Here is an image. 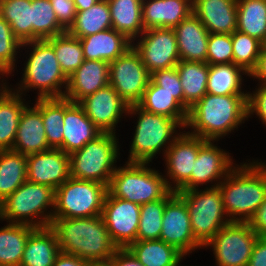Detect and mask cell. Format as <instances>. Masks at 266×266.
Here are the masks:
<instances>
[{
  "label": "cell",
  "instance_id": "cell-1",
  "mask_svg": "<svg viewBox=\"0 0 266 266\" xmlns=\"http://www.w3.org/2000/svg\"><path fill=\"white\" fill-rule=\"evenodd\" d=\"M247 117V95H212L206 93L188 111L185 128L191 135L218 141L231 133Z\"/></svg>",
  "mask_w": 266,
  "mask_h": 266
},
{
  "label": "cell",
  "instance_id": "cell-2",
  "mask_svg": "<svg viewBox=\"0 0 266 266\" xmlns=\"http://www.w3.org/2000/svg\"><path fill=\"white\" fill-rule=\"evenodd\" d=\"M59 250L90 262L109 261L117 247L110 239L101 215L83 218H52Z\"/></svg>",
  "mask_w": 266,
  "mask_h": 266
},
{
  "label": "cell",
  "instance_id": "cell-3",
  "mask_svg": "<svg viewBox=\"0 0 266 266\" xmlns=\"http://www.w3.org/2000/svg\"><path fill=\"white\" fill-rule=\"evenodd\" d=\"M218 186L230 222L248 223L266 198V163L236 165Z\"/></svg>",
  "mask_w": 266,
  "mask_h": 266
},
{
  "label": "cell",
  "instance_id": "cell-4",
  "mask_svg": "<svg viewBox=\"0 0 266 266\" xmlns=\"http://www.w3.org/2000/svg\"><path fill=\"white\" fill-rule=\"evenodd\" d=\"M32 47L26 61L23 77L18 84V92L38 89V99L64 98L68 77L61 70L52 45L45 40H35L22 44V47Z\"/></svg>",
  "mask_w": 266,
  "mask_h": 266
},
{
  "label": "cell",
  "instance_id": "cell-5",
  "mask_svg": "<svg viewBox=\"0 0 266 266\" xmlns=\"http://www.w3.org/2000/svg\"><path fill=\"white\" fill-rule=\"evenodd\" d=\"M127 114H138L127 162L150 163L161 150L165 156L166 150L182 133L176 132L177 127L185 128L178 120L147 112L138 105L129 106Z\"/></svg>",
  "mask_w": 266,
  "mask_h": 266
},
{
  "label": "cell",
  "instance_id": "cell-6",
  "mask_svg": "<svg viewBox=\"0 0 266 266\" xmlns=\"http://www.w3.org/2000/svg\"><path fill=\"white\" fill-rule=\"evenodd\" d=\"M54 204V188L26 180L0 203V220L28 224L35 228L49 227L52 224ZM48 208L51 211L47 212Z\"/></svg>",
  "mask_w": 266,
  "mask_h": 266
},
{
  "label": "cell",
  "instance_id": "cell-7",
  "mask_svg": "<svg viewBox=\"0 0 266 266\" xmlns=\"http://www.w3.org/2000/svg\"><path fill=\"white\" fill-rule=\"evenodd\" d=\"M150 163L126 162L111 177L108 192L126 201L143 205L163 198L169 191L165 177Z\"/></svg>",
  "mask_w": 266,
  "mask_h": 266
},
{
  "label": "cell",
  "instance_id": "cell-8",
  "mask_svg": "<svg viewBox=\"0 0 266 266\" xmlns=\"http://www.w3.org/2000/svg\"><path fill=\"white\" fill-rule=\"evenodd\" d=\"M116 134L102 133L81 149L69 154L70 177L109 186L120 155Z\"/></svg>",
  "mask_w": 266,
  "mask_h": 266
},
{
  "label": "cell",
  "instance_id": "cell-9",
  "mask_svg": "<svg viewBox=\"0 0 266 266\" xmlns=\"http://www.w3.org/2000/svg\"><path fill=\"white\" fill-rule=\"evenodd\" d=\"M199 189L178 190L176 194L186 203L195 239L205 246L230 220L226 216L220 187L209 185L204 190Z\"/></svg>",
  "mask_w": 266,
  "mask_h": 266
},
{
  "label": "cell",
  "instance_id": "cell-10",
  "mask_svg": "<svg viewBox=\"0 0 266 266\" xmlns=\"http://www.w3.org/2000/svg\"><path fill=\"white\" fill-rule=\"evenodd\" d=\"M108 186L69 178L55 190L52 218H83L102 215Z\"/></svg>",
  "mask_w": 266,
  "mask_h": 266
},
{
  "label": "cell",
  "instance_id": "cell-11",
  "mask_svg": "<svg viewBox=\"0 0 266 266\" xmlns=\"http://www.w3.org/2000/svg\"><path fill=\"white\" fill-rule=\"evenodd\" d=\"M258 237L248 223L230 222L204 247H213L217 266H248Z\"/></svg>",
  "mask_w": 266,
  "mask_h": 266
},
{
  "label": "cell",
  "instance_id": "cell-12",
  "mask_svg": "<svg viewBox=\"0 0 266 266\" xmlns=\"http://www.w3.org/2000/svg\"><path fill=\"white\" fill-rule=\"evenodd\" d=\"M150 78L151 74L133 47L109 63V85L129 106L140 102Z\"/></svg>",
  "mask_w": 266,
  "mask_h": 266
},
{
  "label": "cell",
  "instance_id": "cell-13",
  "mask_svg": "<svg viewBox=\"0 0 266 266\" xmlns=\"http://www.w3.org/2000/svg\"><path fill=\"white\" fill-rule=\"evenodd\" d=\"M132 47L152 74L160 69L174 67L180 61L177 38L173 28H152L145 30Z\"/></svg>",
  "mask_w": 266,
  "mask_h": 266
},
{
  "label": "cell",
  "instance_id": "cell-14",
  "mask_svg": "<svg viewBox=\"0 0 266 266\" xmlns=\"http://www.w3.org/2000/svg\"><path fill=\"white\" fill-rule=\"evenodd\" d=\"M140 208L141 205L113 197L107 192L101 216L117 248H127L136 241Z\"/></svg>",
  "mask_w": 266,
  "mask_h": 266
},
{
  "label": "cell",
  "instance_id": "cell-15",
  "mask_svg": "<svg viewBox=\"0 0 266 266\" xmlns=\"http://www.w3.org/2000/svg\"><path fill=\"white\" fill-rule=\"evenodd\" d=\"M160 239L184 256L204 248L194 237L186 203L175 194L165 205Z\"/></svg>",
  "mask_w": 266,
  "mask_h": 266
},
{
  "label": "cell",
  "instance_id": "cell-16",
  "mask_svg": "<svg viewBox=\"0 0 266 266\" xmlns=\"http://www.w3.org/2000/svg\"><path fill=\"white\" fill-rule=\"evenodd\" d=\"M214 142L206 140L199 147L191 178L179 190L195 189L213 181L216 185L211 187H217L235 167L229 153L215 146Z\"/></svg>",
  "mask_w": 266,
  "mask_h": 266
},
{
  "label": "cell",
  "instance_id": "cell-17",
  "mask_svg": "<svg viewBox=\"0 0 266 266\" xmlns=\"http://www.w3.org/2000/svg\"><path fill=\"white\" fill-rule=\"evenodd\" d=\"M205 141L201 137L182 132L166 150L164 159L167 176L164 177L171 191L177 192L191 178L199 147Z\"/></svg>",
  "mask_w": 266,
  "mask_h": 266
},
{
  "label": "cell",
  "instance_id": "cell-18",
  "mask_svg": "<svg viewBox=\"0 0 266 266\" xmlns=\"http://www.w3.org/2000/svg\"><path fill=\"white\" fill-rule=\"evenodd\" d=\"M78 104L101 132L114 134L122 114L125 113L127 116L129 108V105L110 85L86 96Z\"/></svg>",
  "mask_w": 266,
  "mask_h": 266
},
{
  "label": "cell",
  "instance_id": "cell-19",
  "mask_svg": "<svg viewBox=\"0 0 266 266\" xmlns=\"http://www.w3.org/2000/svg\"><path fill=\"white\" fill-rule=\"evenodd\" d=\"M70 178L69 154L61 149L27 155V181L55 190Z\"/></svg>",
  "mask_w": 266,
  "mask_h": 266
},
{
  "label": "cell",
  "instance_id": "cell-20",
  "mask_svg": "<svg viewBox=\"0 0 266 266\" xmlns=\"http://www.w3.org/2000/svg\"><path fill=\"white\" fill-rule=\"evenodd\" d=\"M63 120V144L59 149L67 154L81 149L103 133L86 116L78 103H73L65 98Z\"/></svg>",
  "mask_w": 266,
  "mask_h": 266
},
{
  "label": "cell",
  "instance_id": "cell-21",
  "mask_svg": "<svg viewBox=\"0 0 266 266\" xmlns=\"http://www.w3.org/2000/svg\"><path fill=\"white\" fill-rule=\"evenodd\" d=\"M109 85V63L100 60H84L67 81L65 99L78 103L86 96Z\"/></svg>",
  "mask_w": 266,
  "mask_h": 266
},
{
  "label": "cell",
  "instance_id": "cell-22",
  "mask_svg": "<svg viewBox=\"0 0 266 266\" xmlns=\"http://www.w3.org/2000/svg\"><path fill=\"white\" fill-rule=\"evenodd\" d=\"M192 10L209 33L237 30V0H192Z\"/></svg>",
  "mask_w": 266,
  "mask_h": 266
},
{
  "label": "cell",
  "instance_id": "cell-23",
  "mask_svg": "<svg viewBox=\"0 0 266 266\" xmlns=\"http://www.w3.org/2000/svg\"><path fill=\"white\" fill-rule=\"evenodd\" d=\"M192 10V0H142V22L145 30L174 28Z\"/></svg>",
  "mask_w": 266,
  "mask_h": 266
},
{
  "label": "cell",
  "instance_id": "cell-24",
  "mask_svg": "<svg viewBox=\"0 0 266 266\" xmlns=\"http://www.w3.org/2000/svg\"><path fill=\"white\" fill-rule=\"evenodd\" d=\"M173 30L180 60L206 62L210 33L194 13L182 20Z\"/></svg>",
  "mask_w": 266,
  "mask_h": 266
},
{
  "label": "cell",
  "instance_id": "cell-25",
  "mask_svg": "<svg viewBox=\"0 0 266 266\" xmlns=\"http://www.w3.org/2000/svg\"><path fill=\"white\" fill-rule=\"evenodd\" d=\"M49 149L42 114L35 106L27 105L20 115L12 151L30 155Z\"/></svg>",
  "mask_w": 266,
  "mask_h": 266
},
{
  "label": "cell",
  "instance_id": "cell-26",
  "mask_svg": "<svg viewBox=\"0 0 266 266\" xmlns=\"http://www.w3.org/2000/svg\"><path fill=\"white\" fill-rule=\"evenodd\" d=\"M79 39L85 60H100L110 63L132 47V41L113 28Z\"/></svg>",
  "mask_w": 266,
  "mask_h": 266
},
{
  "label": "cell",
  "instance_id": "cell-27",
  "mask_svg": "<svg viewBox=\"0 0 266 266\" xmlns=\"http://www.w3.org/2000/svg\"><path fill=\"white\" fill-rule=\"evenodd\" d=\"M59 252L55 231L50 226L36 228L26 242L20 266H53Z\"/></svg>",
  "mask_w": 266,
  "mask_h": 266
},
{
  "label": "cell",
  "instance_id": "cell-28",
  "mask_svg": "<svg viewBox=\"0 0 266 266\" xmlns=\"http://www.w3.org/2000/svg\"><path fill=\"white\" fill-rule=\"evenodd\" d=\"M112 28L132 42L145 31L142 22V0H107ZM137 37V38H136Z\"/></svg>",
  "mask_w": 266,
  "mask_h": 266
},
{
  "label": "cell",
  "instance_id": "cell-29",
  "mask_svg": "<svg viewBox=\"0 0 266 266\" xmlns=\"http://www.w3.org/2000/svg\"><path fill=\"white\" fill-rule=\"evenodd\" d=\"M127 249L143 266H181L184 255L161 239L136 240Z\"/></svg>",
  "mask_w": 266,
  "mask_h": 266
},
{
  "label": "cell",
  "instance_id": "cell-30",
  "mask_svg": "<svg viewBox=\"0 0 266 266\" xmlns=\"http://www.w3.org/2000/svg\"><path fill=\"white\" fill-rule=\"evenodd\" d=\"M10 87L0 97V150H12L26 99ZM25 102V103H24Z\"/></svg>",
  "mask_w": 266,
  "mask_h": 266
},
{
  "label": "cell",
  "instance_id": "cell-31",
  "mask_svg": "<svg viewBox=\"0 0 266 266\" xmlns=\"http://www.w3.org/2000/svg\"><path fill=\"white\" fill-rule=\"evenodd\" d=\"M176 68L184 93V108L189 111L207 93L209 64L180 60Z\"/></svg>",
  "mask_w": 266,
  "mask_h": 266
},
{
  "label": "cell",
  "instance_id": "cell-32",
  "mask_svg": "<svg viewBox=\"0 0 266 266\" xmlns=\"http://www.w3.org/2000/svg\"><path fill=\"white\" fill-rule=\"evenodd\" d=\"M137 105L147 112L164 115L178 120L184 127L186 125L188 111L173 97V94L162 90V87L151 79Z\"/></svg>",
  "mask_w": 266,
  "mask_h": 266
},
{
  "label": "cell",
  "instance_id": "cell-33",
  "mask_svg": "<svg viewBox=\"0 0 266 266\" xmlns=\"http://www.w3.org/2000/svg\"><path fill=\"white\" fill-rule=\"evenodd\" d=\"M35 229L19 223L0 228V266H20L26 242Z\"/></svg>",
  "mask_w": 266,
  "mask_h": 266
},
{
  "label": "cell",
  "instance_id": "cell-34",
  "mask_svg": "<svg viewBox=\"0 0 266 266\" xmlns=\"http://www.w3.org/2000/svg\"><path fill=\"white\" fill-rule=\"evenodd\" d=\"M27 180V155L0 150V203Z\"/></svg>",
  "mask_w": 266,
  "mask_h": 266
},
{
  "label": "cell",
  "instance_id": "cell-35",
  "mask_svg": "<svg viewBox=\"0 0 266 266\" xmlns=\"http://www.w3.org/2000/svg\"><path fill=\"white\" fill-rule=\"evenodd\" d=\"M237 30L266 45V0H237Z\"/></svg>",
  "mask_w": 266,
  "mask_h": 266
},
{
  "label": "cell",
  "instance_id": "cell-36",
  "mask_svg": "<svg viewBox=\"0 0 266 266\" xmlns=\"http://www.w3.org/2000/svg\"><path fill=\"white\" fill-rule=\"evenodd\" d=\"M247 73L234 63L209 65L207 93L212 95H247L242 91L243 78Z\"/></svg>",
  "mask_w": 266,
  "mask_h": 266
},
{
  "label": "cell",
  "instance_id": "cell-37",
  "mask_svg": "<svg viewBox=\"0 0 266 266\" xmlns=\"http://www.w3.org/2000/svg\"><path fill=\"white\" fill-rule=\"evenodd\" d=\"M111 28L109 4L107 0H100L89 9L77 11L75 21L67 32L74 37L83 38Z\"/></svg>",
  "mask_w": 266,
  "mask_h": 266
},
{
  "label": "cell",
  "instance_id": "cell-38",
  "mask_svg": "<svg viewBox=\"0 0 266 266\" xmlns=\"http://www.w3.org/2000/svg\"><path fill=\"white\" fill-rule=\"evenodd\" d=\"M0 15L22 44L32 41L31 0H0Z\"/></svg>",
  "mask_w": 266,
  "mask_h": 266
},
{
  "label": "cell",
  "instance_id": "cell-39",
  "mask_svg": "<svg viewBox=\"0 0 266 266\" xmlns=\"http://www.w3.org/2000/svg\"><path fill=\"white\" fill-rule=\"evenodd\" d=\"M35 106L42 114L47 143L59 149L63 144L64 98H36Z\"/></svg>",
  "mask_w": 266,
  "mask_h": 266
},
{
  "label": "cell",
  "instance_id": "cell-40",
  "mask_svg": "<svg viewBox=\"0 0 266 266\" xmlns=\"http://www.w3.org/2000/svg\"><path fill=\"white\" fill-rule=\"evenodd\" d=\"M46 40L52 45L61 70L67 77L75 72L85 60L80 39L70 35L67 31Z\"/></svg>",
  "mask_w": 266,
  "mask_h": 266
},
{
  "label": "cell",
  "instance_id": "cell-41",
  "mask_svg": "<svg viewBox=\"0 0 266 266\" xmlns=\"http://www.w3.org/2000/svg\"><path fill=\"white\" fill-rule=\"evenodd\" d=\"M175 194L170 190L163 198L141 205L136 240L160 239L164 208Z\"/></svg>",
  "mask_w": 266,
  "mask_h": 266
},
{
  "label": "cell",
  "instance_id": "cell-42",
  "mask_svg": "<svg viewBox=\"0 0 266 266\" xmlns=\"http://www.w3.org/2000/svg\"><path fill=\"white\" fill-rule=\"evenodd\" d=\"M32 41L45 40L66 32L59 24L50 0H31Z\"/></svg>",
  "mask_w": 266,
  "mask_h": 266
},
{
  "label": "cell",
  "instance_id": "cell-43",
  "mask_svg": "<svg viewBox=\"0 0 266 266\" xmlns=\"http://www.w3.org/2000/svg\"><path fill=\"white\" fill-rule=\"evenodd\" d=\"M233 63L242 68L247 76L255 69L263 44L257 39L235 30L231 34Z\"/></svg>",
  "mask_w": 266,
  "mask_h": 266
},
{
  "label": "cell",
  "instance_id": "cell-44",
  "mask_svg": "<svg viewBox=\"0 0 266 266\" xmlns=\"http://www.w3.org/2000/svg\"><path fill=\"white\" fill-rule=\"evenodd\" d=\"M22 43L14 36L9 23L0 15V75L14 71L17 53Z\"/></svg>",
  "mask_w": 266,
  "mask_h": 266
},
{
  "label": "cell",
  "instance_id": "cell-45",
  "mask_svg": "<svg viewBox=\"0 0 266 266\" xmlns=\"http://www.w3.org/2000/svg\"><path fill=\"white\" fill-rule=\"evenodd\" d=\"M206 63L209 65L233 63L231 34H209Z\"/></svg>",
  "mask_w": 266,
  "mask_h": 266
},
{
  "label": "cell",
  "instance_id": "cell-46",
  "mask_svg": "<svg viewBox=\"0 0 266 266\" xmlns=\"http://www.w3.org/2000/svg\"><path fill=\"white\" fill-rule=\"evenodd\" d=\"M150 79L161 86L162 90L173 94V97L184 107V93L176 66L154 71Z\"/></svg>",
  "mask_w": 266,
  "mask_h": 266
},
{
  "label": "cell",
  "instance_id": "cell-47",
  "mask_svg": "<svg viewBox=\"0 0 266 266\" xmlns=\"http://www.w3.org/2000/svg\"><path fill=\"white\" fill-rule=\"evenodd\" d=\"M254 113L266 126V85L259 84L255 92H247V117Z\"/></svg>",
  "mask_w": 266,
  "mask_h": 266
},
{
  "label": "cell",
  "instance_id": "cell-48",
  "mask_svg": "<svg viewBox=\"0 0 266 266\" xmlns=\"http://www.w3.org/2000/svg\"><path fill=\"white\" fill-rule=\"evenodd\" d=\"M60 26L68 31L73 25L76 16L74 0H50Z\"/></svg>",
  "mask_w": 266,
  "mask_h": 266
},
{
  "label": "cell",
  "instance_id": "cell-49",
  "mask_svg": "<svg viewBox=\"0 0 266 266\" xmlns=\"http://www.w3.org/2000/svg\"><path fill=\"white\" fill-rule=\"evenodd\" d=\"M248 224L259 237H266V198L248 221Z\"/></svg>",
  "mask_w": 266,
  "mask_h": 266
},
{
  "label": "cell",
  "instance_id": "cell-50",
  "mask_svg": "<svg viewBox=\"0 0 266 266\" xmlns=\"http://www.w3.org/2000/svg\"><path fill=\"white\" fill-rule=\"evenodd\" d=\"M248 266H266V237H258L256 240Z\"/></svg>",
  "mask_w": 266,
  "mask_h": 266
},
{
  "label": "cell",
  "instance_id": "cell-51",
  "mask_svg": "<svg viewBox=\"0 0 266 266\" xmlns=\"http://www.w3.org/2000/svg\"><path fill=\"white\" fill-rule=\"evenodd\" d=\"M109 261L113 266H143L127 248H117Z\"/></svg>",
  "mask_w": 266,
  "mask_h": 266
},
{
  "label": "cell",
  "instance_id": "cell-52",
  "mask_svg": "<svg viewBox=\"0 0 266 266\" xmlns=\"http://www.w3.org/2000/svg\"><path fill=\"white\" fill-rule=\"evenodd\" d=\"M90 263L88 260L60 251L54 260L53 266H90Z\"/></svg>",
  "mask_w": 266,
  "mask_h": 266
},
{
  "label": "cell",
  "instance_id": "cell-53",
  "mask_svg": "<svg viewBox=\"0 0 266 266\" xmlns=\"http://www.w3.org/2000/svg\"><path fill=\"white\" fill-rule=\"evenodd\" d=\"M254 79H259L260 84L266 85V45H263L260 55L258 57V62L255 69L250 73L249 77Z\"/></svg>",
  "mask_w": 266,
  "mask_h": 266
},
{
  "label": "cell",
  "instance_id": "cell-54",
  "mask_svg": "<svg viewBox=\"0 0 266 266\" xmlns=\"http://www.w3.org/2000/svg\"><path fill=\"white\" fill-rule=\"evenodd\" d=\"M100 0H74L76 11H84L92 7Z\"/></svg>",
  "mask_w": 266,
  "mask_h": 266
},
{
  "label": "cell",
  "instance_id": "cell-55",
  "mask_svg": "<svg viewBox=\"0 0 266 266\" xmlns=\"http://www.w3.org/2000/svg\"><path fill=\"white\" fill-rule=\"evenodd\" d=\"M90 266H113L110 261L91 262Z\"/></svg>",
  "mask_w": 266,
  "mask_h": 266
},
{
  "label": "cell",
  "instance_id": "cell-56",
  "mask_svg": "<svg viewBox=\"0 0 266 266\" xmlns=\"http://www.w3.org/2000/svg\"><path fill=\"white\" fill-rule=\"evenodd\" d=\"M7 83H6V80H5V83H2L1 85H0V97L4 94V92L9 88V86L8 85H6ZM8 86V87H7Z\"/></svg>",
  "mask_w": 266,
  "mask_h": 266
}]
</instances>
